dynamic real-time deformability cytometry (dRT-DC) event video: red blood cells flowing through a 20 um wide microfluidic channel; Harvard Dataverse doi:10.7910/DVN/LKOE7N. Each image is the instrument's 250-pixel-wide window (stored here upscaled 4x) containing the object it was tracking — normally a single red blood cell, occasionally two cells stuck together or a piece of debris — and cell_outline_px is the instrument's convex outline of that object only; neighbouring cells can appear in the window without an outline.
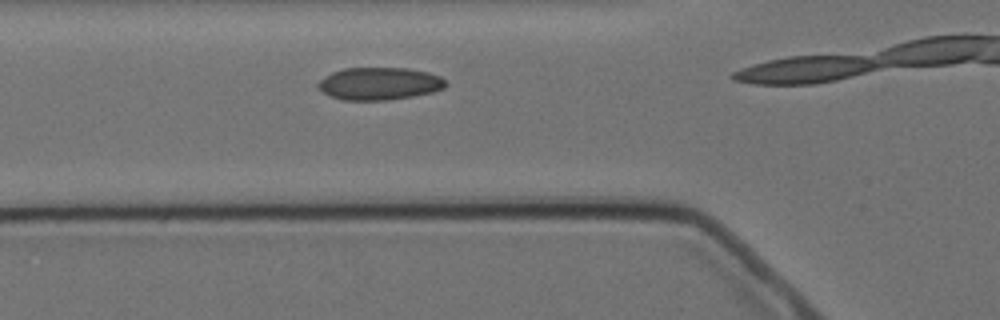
{"species": "Egyptian fruit bat (a non-hibernating species)", "species_latin": "Rousettus aegyptiacus", "temperature_condition": "cold", "stored_images_in_passage": 4, "camera_frame_rate_fps": 3000, "um_per_image_px": 0.085, "animal": {"sex": "female"}, "frame": {"image": 1, "passage_image": 2, "time_ms": 1.0, "image_size_px": [1000, 320], "cell_outline_px": [[448, 84], [444, 88], [432, 92], [412, 96], [388, 100], [344, 100], [332, 96], [324, 92], [316, 84], [324, 76], [332, 72], [344, 68], [408, 68], [428, 72], [440, 76]], "centroid_in_image_um": [32.26, 7.1], "position_along_channel_um": 93.5, "area_um2": 24.1}}